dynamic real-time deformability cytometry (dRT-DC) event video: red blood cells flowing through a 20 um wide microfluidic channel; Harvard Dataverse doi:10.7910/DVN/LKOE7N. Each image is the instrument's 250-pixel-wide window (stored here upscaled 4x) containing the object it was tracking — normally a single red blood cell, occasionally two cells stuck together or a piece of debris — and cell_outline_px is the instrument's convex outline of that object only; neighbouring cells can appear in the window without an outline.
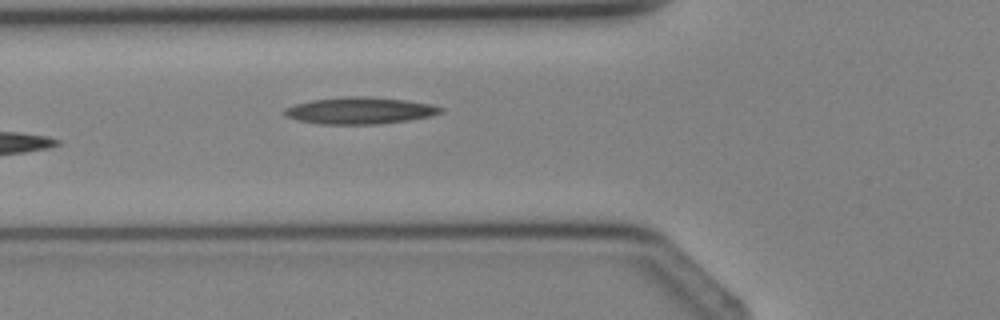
{"species": "Egyptian fruit bat (a non-hibernating species)", "species_latin": "Rousettus aegyptiacus", "temperature_condition": "cold", "stored_images_in_passage": 4, "camera_frame_rate_fps": 3000, "um_per_image_px": 0.085, "animal": {"sex": "female"}, "frame": {"image": 1, "passage_image": 4, "time_ms": 4.667, "image_size_px": [1000, 320], "cell_outline_px": [[444, 112], [428, 116], [408, 120], [380, 124], [320, 124], [296, 120], [288, 116], [284, 112], [284, 108], [296, 104], [312, 100], [348, 96], [368, 96], [404, 100], [432, 104], [444, 108]], "centroid_in_image_um": [30.6, 9.4], "position_along_channel_um": 95.2, "area_um2": 24.28}}